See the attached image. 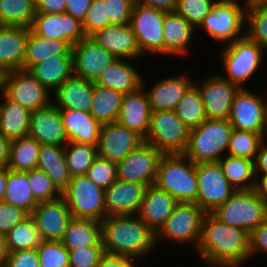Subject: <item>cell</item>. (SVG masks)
<instances>
[{"mask_svg": "<svg viewBox=\"0 0 267 267\" xmlns=\"http://www.w3.org/2000/svg\"><path fill=\"white\" fill-rule=\"evenodd\" d=\"M196 250L202 261L211 267H241L251 258L250 234L223 224L211 213H206Z\"/></svg>", "mask_w": 267, "mask_h": 267, "instance_id": "cell-1", "label": "cell"}, {"mask_svg": "<svg viewBox=\"0 0 267 267\" xmlns=\"http://www.w3.org/2000/svg\"><path fill=\"white\" fill-rule=\"evenodd\" d=\"M105 254L141 259L156 245L155 232L136 215L107 216L101 221Z\"/></svg>", "mask_w": 267, "mask_h": 267, "instance_id": "cell-2", "label": "cell"}, {"mask_svg": "<svg viewBox=\"0 0 267 267\" xmlns=\"http://www.w3.org/2000/svg\"><path fill=\"white\" fill-rule=\"evenodd\" d=\"M155 185L178 202L196 203L198 187L196 164L184 154L163 155Z\"/></svg>", "mask_w": 267, "mask_h": 267, "instance_id": "cell-3", "label": "cell"}, {"mask_svg": "<svg viewBox=\"0 0 267 267\" xmlns=\"http://www.w3.org/2000/svg\"><path fill=\"white\" fill-rule=\"evenodd\" d=\"M232 124L229 120H205L190 129L188 146L183 153L195 164L218 162L227 151Z\"/></svg>", "mask_w": 267, "mask_h": 267, "instance_id": "cell-4", "label": "cell"}, {"mask_svg": "<svg viewBox=\"0 0 267 267\" xmlns=\"http://www.w3.org/2000/svg\"><path fill=\"white\" fill-rule=\"evenodd\" d=\"M221 223L249 234L267 220V204L252 189H238L212 213Z\"/></svg>", "mask_w": 267, "mask_h": 267, "instance_id": "cell-5", "label": "cell"}, {"mask_svg": "<svg viewBox=\"0 0 267 267\" xmlns=\"http://www.w3.org/2000/svg\"><path fill=\"white\" fill-rule=\"evenodd\" d=\"M264 52V49L255 41L243 35L225 46L221 53V61L226 73L219 75L239 89L246 88L244 83L259 69Z\"/></svg>", "mask_w": 267, "mask_h": 267, "instance_id": "cell-6", "label": "cell"}, {"mask_svg": "<svg viewBox=\"0 0 267 267\" xmlns=\"http://www.w3.org/2000/svg\"><path fill=\"white\" fill-rule=\"evenodd\" d=\"M190 129L174 110L152 111L145 142L163 155L183 154L188 146Z\"/></svg>", "mask_w": 267, "mask_h": 267, "instance_id": "cell-7", "label": "cell"}, {"mask_svg": "<svg viewBox=\"0 0 267 267\" xmlns=\"http://www.w3.org/2000/svg\"><path fill=\"white\" fill-rule=\"evenodd\" d=\"M205 214L196 203L178 202L171 215L155 233V243L166 239L179 245L192 243L197 249Z\"/></svg>", "mask_w": 267, "mask_h": 267, "instance_id": "cell-8", "label": "cell"}, {"mask_svg": "<svg viewBox=\"0 0 267 267\" xmlns=\"http://www.w3.org/2000/svg\"><path fill=\"white\" fill-rule=\"evenodd\" d=\"M73 218L93 219L101 222L106 217L104 189L88 176H73L62 191Z\"/></svg>", "mask_w": 267, "mask_h": 267, "instance_id": "cell-9", "label": "cell"}, {"mask_svg": "<svg viewBox=\"0 0 267 267\" xmlns=\"http://www.w3.org/2000/svg\"><path fill=\"white\" fill-rule=\"evenodd\" d=\"M239 3L238 0H217L199 29L204 28L207 35L216 41L228 40L227 43H231L241 38L245 35L241 29L246 22L247 5Z\"/></svg>", "mask_w": 267, "mask_h": 267, "instance_id": "cell-10", "label": "cell"}, {"mask_svg": "<svg viewBox=\"0 0 267 267\" xmlns=\"http://www.w3.org/2000/svg\"><path fill=\"white\" fill-rule=\"evenodd\" d=\"M196 176V204L206 213H212L237 190L229 183L218 162L196 164Z\"/></svg>", "mask_w": 267, "mask_h": 267, "instance_id": "cell-11", "label": "cell"}, {"mask_svg": "<svg viewBox=\"0 0 267 267\" xmlns=\"http://www.w3.org/2000/svg\"><path fill=\"white\" fill-rule=\"evenodd\" d=\"M165 11L135 3L130 25L136 35L140 51L164 54L163 24Z\"/></svg>", "mask_w": 267, "mask_h": 267, "instance_id": "cell-12", "label": "cell"}, {"mask_svg": "<svg viewBox=\"0 0 267 267\" xmlns=\"http://www.w3.org/2000/svg\"><path fill=\"white\" fill-rule=\"evenodd\" d=\"M3 95L31 112L52 102L51 93L25 69L6 73Z\"/></svg>", "mask_w": 267, "mask_h": 267, "instance_id": "cell-13", "label": "cell"}, {"mask_svg": "<svg viewBox=\"0 0 267 267\" xmlns=\"http://www.w3.org/2000/svg\"><path fill=\"white\" fill-rule=\"evenodd\" d=\"M237 130L265 134L267 130V99L247 88L239 89L232 102L229 119Z\"/></svg>", "mask_w": 267, "mask_h": 267, "instance_id": "cell-14", "label": "cell"}, {"mask_svg": "<svg viewBox=\"0 0 267 267\" xmlns=\"http://www.w3.org/2000/svg\"><path fill=\"white\" fill-rule=\"evenodd\" d=\"M162 156L159 150L144 141L124 159L117 162V179L148 186L154 185Z\"/></svg>", "mask_w": 267, "mask_h": 267, "instance_id": "cell-15", "label": "cell"}, {"mask_svg": "<svg viewBox=\"0 0 267 267\" xmlns=\"http://www.w3.org/2000/svg\"><path fill=\"white\" fill-rule=\"evenodd\" d=\"M73 75L95 83L102 72L117 58L90 37L71 47Z\"/></svg>", "mask_w": 267, "mask_h": 267, "instance_id": "cell-16", "label": "cell"}, {"mask_svg": "<svg viewBox=\"0 0 267 267\" xmlns=\"http://www.w3.org/2000/svg\"><path fill=\"white\" fill-rule=\"evenodd\" d=\"M199 89L208 120H228L233 98L239 88L219 74L207 77Z\"/></svg>", "mask_w": 267, "mask_h": 267, "instance_id": "cell-17", "label": "cell"}, {"mask_svg": "<svg viewBox=\"0 0 267 267\" xmlns=\"http://www.w3.org/2000/svg\"><path fill=\"white\" fill-rule=\"evenodd\" d=\"M30 29L38 36L65 41L70 47L86 38L82 22L66 12L36 13Z\"/></svg>", "mask_w": 267, "mask_h": 267, "instance_id": "cell-18", "label": "cell"}, {"mask_svg": "<svg viewBox=\"0 0 267 267\" xmlns=\"http://www.w3.org/2000/svg\"><path fill=\"white\" fill-rule=\"evenodd\" d=\"M143 142L140 135L117 121L105 123L100 130L98 156L117 163Z\"/></svg>", "mask_w": 267, "mask_h": 267, "instance_id": "cell-19", "label": "cell"}, {"mask_svg": "<svg viewBox=\"0 0 267 267\" xmlns=\"http://www.w3.org/2000/svg\"><path fill=\"white\" fill-rule=\"evenodd\" d=\"M31 216L44 241H60L72 218L65 199L61 196L53 201L39 202Z\"/></svg>", "mask_w": 267, "mask_h": 267, "instance_id": "cell-20", "label": "cell"}, {"mask_svg": "<svg viewBox=\"0 0 267 267\" xmlns=\"http://www.w3.org/2000/svg\"><path fill=\"white\" fill-rule=\"evenodd\" d=\"M148 185L117 179L104 190L107 216L138 214Z\"/></svg>", "mask_w": 267, "mask_h": 267, "instance_id": "cell-21", "label": "cell"}, {"mask_svg": "<svg viewBox=\"0 0 267 267\" xmlns=\"http://www.w3.org/2000/svg\"><path fill=\"white\" fill-rule=\"evenodd\" d=\"M28 135L41 145L65 146L69 142L61 111L53 102L31 113Z\"/></svg>", "mask_w": 267, "mask_h": 267, "instance_id": "cell-22", "label": "cell"}, {"mask_svg": "<svg viewBox=\"0 0 267 267\" xmlns=\"http://www.w3.org/2000/svg\"><path fill=\"white\" fill-rule=\"evenodd\" d=\"M90 38L117 59L142 57L136 35L130 24H111L96 31Z\"/></svg>", "mask_w": 267, "mask_h": 267, "instance_id": "cell-23", "label": "cell"}, {"mask_svg": "<svg viewBox=\"0 0 267 267\" xmlns=\"http://www.w3.org/2000/svg\"><path fill=\"white\" fill-rule=\"evenodd\" d=\"M144 79L142 87L133 92L123 95L122 104L117 122L135 131L143 139L146 138L150 128L151 109L147 94L144 88Z\"/></svg>", "mask_w": 267, "mask_h": 267, "instance_id": "cell-24", "label": "cell"}, {"mask_svg": "<svg viewBox=\"0 0 267 267\" xmlns=\"http://www.w3.org/2000/svg\"><path fill=\"white\" fill-rule=\"evenodd\" d=\"M29 27L0 25V68L6 73L23 69Z\"/></svg>", "mask_w": 267, "mask_h": 267, "instance_id": "cell-25", "label": "cell"}, {"mask_svg": "<svg viewBox=\"0 0 267 267\" xmlns=\"http://www.w3.org/2000/svg\"><path fill=\"white\" fill-rule=\"evenodd\" d=\"M164 78L148 91L145 90L151 111L175 110L183 96L194 85V81L186 74Z\"/></svg>", "mask_w": 267, "mask_h": 267, "instance_id": "cell-26", "label": "cell"}, {"mask_svg": "<svg viewBox=\"0 0 267 267\" xmlns=\"http://www.w3.org/2000/svg\"><path fill=\"white\" fill-rule=\"evenodd\" d=\"M178 201L155 184L148 186L138 216L157 232L171 215Z\"/></svg>", "mask_w": 267, "mask_h": 267, "instance_id": "cell-27", "label": "cell"}, {"mask_svg": "<svg viewBox=\"0 0 267 267\" xmlns=\"http://www.w3.org/2000/svg\"><path fill=\"white\" fill-rule=\"evenodd\" d=\"M69 142L98 145L102 124L90 112L59 109Z\"/></svg>", "mask_w": 267, "mask_h": 267, "instance_id": "cell-28", "label": "cell"}, {"mask_svg": "<svg viewBox=\"0 0 267 267\" xmlns=\"http://www.w3.org/2000/svg\"><path fill=\"white\" fill-rule=\"evenodd\" d=\"M94 83L72 75L54 93L52 102L59 109L90 112Z\"/></svg>", "mask_w": 267, "mask_h": 267, "instance_id": "cell-29", "label": "cell"}, {"mask_svg": "<svg viewBox=\"0 0 267 267\" xmlns=\"http://www.w3.org/2000/svg\"><path fill=\"white\" fill-rule=\"evenodd\" d=\"M194 31L195 28L176 11L166 12L163 24L164 55L186 56Z\"/></svg>", "mask_w": 267, "mask_h": 267, "instance_id": "cell-30", "label": "cell"}, {"mask_svg": "<svg viewBox=\"0 0 267 267\" xmlns=\"http://www.w3.org/2000/svg\"><path fill=\"white\" fill-rule=\"evenodd\" d=\"M142 81L143 77L127 59H117L102 72L94 84L126 94L142 87Z\"/></svg>", "mask_w": 267, "mask_h": 267, "instance_id": "cell-31", "label": "cell"}, {"mask_svg": "<svg viewBox=\"0 0 267 267\" xmlns=\"http://www.w3.org/2000/svg\"><path fill=\"white\" fill-rule=\"evenodd\" d=\"M50 92H55L73 75L72 54L51 56L29 70Z\"/></svg>", "mask_w": 267, "mask_h": 267, "instance_id": "cell-32", "label": "cell"}, {"mask_svg": "<svg viewBox=\"0 0 267 267\" xmlns=\"http://www.w3.org/2000/svg\"><path fill=\"white\" fill-rule=\"evenodd\" d=\"M0 133L9 140H15L29 134L31 111L1 94Z\"/></svg>", "mask_w": 267, "mask_h": 267, "instance_id": "cell-33", "label": "cell"}, {"mask_svg": "<svg viewBox=\"0 0 267 267\" xmlns=\"http://www.w3.org/2000/svg\"><path fill=\"white\" fill-rule=\"evenodd\" d=\"M37 169L44 171L61 192L72 178L67 167L64 146L41 145Z\"/></svg>", "mask_w": 267, "mask_h": 267, "instance_id": "cell-34", "label": "cell"}, {"mask_svg": "<svg viewBox=\"0 0 267 267\" xmlns=\"http://www.w3.org/2000/svg\"><path fill=\"white\" fill-rule=\"evenodd\" d=\"M61 243L68 249L103 246L101 222L93 219L71 218Z\"/></svg>", "mask_w": 267, "mask_h": 267, "instance_id": "cell-35", "label": "cell"}, {"mask_svg": "<svg viewBox=\"0 0 267 267\" xmlns=\"http://www.w3.org/2000/svg\"><path fill=\"white\" fill-rule=\"evenodd\" d=\"M59 54H72L71 47L65 41L38 36L29 28L23 69L30 70L35 64Z\"/></svg>", "mask_w": 267, "mask_h": 267, "instance_id": "cell-36", "label": "cell"}, {"mask_svg": "<svg viewBox=\"0 0 267 267\" xmlns=\"http://www.w3.org/2000/svg\"><path fill=\"white\" fill-rule=\"evenodd\" d=\"M3 201L25 210L29 215L38 204L29 183V171H13L7 168V182Z\"/></svg>", "mask_w": 267, "mask_h": 267, "instance_id": "cell-37", "label": "cell"}, {"mask_svg": "<svg viewBox=\"0 0 267 267\" xmlns=\"http://www.w3.org/2000/svg\"><path fill=\"white\" fill-rule=\"evenodd\" d=\"M218 163L223 174L235 189L254 188L257 179L254 160L227 154Z\"/></svg>", "mask_w": 267, "mask_h": 267, "instance_id": "cell-38", "label": "cell"}, {"mask_svg": "<svg viewBox=\"0 0 267 267\" xmlns=\"http://www.w3.org/2000/svg\"><path fill=\"white\" fill-rule=\"evenodd\" d=\"M123 93L94 84L90 113L101 124L116 122L119 116Z\"/></svg>", "mask_w": 267, "mask_h": 267, "instance_id": "cell-39", "label": "cell"}, {"mask_svg": "<svg viewBox=\"0 0 267 267\" xmlns=\"http://www.w3.org/2000/svg\"><path fill=\"white\" fill-rule=\"evenodd\" d=\"M41 144L29 135L12 140L7 168L13 171L37 169Z\"/></svg>", "mask_w": 267, "mask_h": 267, "instance_id": "cell-40", "label": "cell"}, {"mask_svg": "<svg viewBox=\"0 0 267 267\" xmlns=\"http://www.w3.org/2000/svg\"><path fill=\"white\" fill-rule=\"evenodd\" d=\"M8 252L37 248L43 241L34 218L29 215L5 234Z\"/></svg>", "mask_w": 267, "mask_h": 267, "instance_id": "cell-41", "label": "cell"}, {"mask_svg": "<svg viewBox=\"0 0 267 267\" xmlns=\"http://www.w3.org/2000/svg\"><path fill=\"white\" fill-rule=\"evenodd\" d=\"M65 159L70 175H85L89 167L94 163L98 157V149L96 145L68 142L64 146Z\"/></svg>", "mask_w": 267, "mask_h": 267, "instance_id": "cell-42", "label": "cell"}, {"mask_svg": "<svg viewBox=\"0 0 267 267\" xmlns=\"http://www.w3.org/2000/svg\"><path fill=\"white\" fill-rule=\"evenodd\" d=\"M35 16L31 0H0V25L30 28Z\"/></svg>", "mask_w": 267, "mask_h": 267, "instance_id": "cell-43", "label": "cell"}, {"mask_svg": "<svg viewBox=\"0 0 267 267\" xmlns=\"http://www.w3.org/2000/svg\"><path fill=\"white\" fill-rule=\"evenodd\" d=\"M174 111L189 129L207 120L201 93L195 85L183 96Z\"/></svg>", "mask_w": 267, "mask_h": 267, "instance_id": "cell-44", "label": "cell"}, {"mask_svg": "<svg viewBox=\"0 0 267 267\" xmlns=\"http://www.w3.org/2000/svg\"><path fill=\"white\" fill-rule=\"evenodd\" d=\"M265 136V134L233 128L227 154L255 161L260 145L266 139Z\"/></svg>", "mask_w": 267, "mask_h": 267, "instance_id": "cell-45", "label": "cell"}, {"mask_svg": "<svg viewBox=\"0 0 267 267\" xmlns=\"http://www.w3.org/2000/svg\"><path fill=\"white\" fill-rule=\"evenodd\" d=\"M245 35L267 50V3L247 5Z\"/></svg>", "mask_w": 267, "mask_h": 267, "instance_id": "cell-46", "label": "cell"}, {"mask_svg": "<svg viewBox=\"0 0 267 267\" xmlns=\"http://www.w3.org/2000/svg\"><path fill=\"white\" fill-rule=\"evenodd\" d=\"M39 267H69L68 249L60 241H42L36 248Z\"/></svg>", "mask_w": 267, "mask_h": 267, "instance_id": "cell-47", "label": "cell"}, {"mask_svg": "<svg viewBox=\"0 0 267 267\" xmlns=\"http://www.w3.org/2000/svg\"><path fill=\"white\" fill-rule=\"evenodd\" d=\"M29 183L35 200L39 202L53 201L62 196L52 179L39 169L29 171Z\"/></svg>", "mask_w": 267, "mask_h": 267, "instance_id": "cell-48", "label": "cell"}, {"mask_svg": "<svg viewBox=\"0 0 267 267\" xmlns=\"http://www.w3.org/2000/svg\"><path fill=\"white\" fill-rule=\"evenodd\" d=\"M217 0H178L175 11L198 28Z\"/></svg>", "mask_w": 267, "mask_h": 267, "instance_id": "cell-49", "label": "cell"}, {"mask_svg": "<svg viewBox=\"0 0 267 267\" xmlns=\"http://www.w3.org/2000/svg\"><path fill=\"white\" fill-rule=\"evenodd\" d=\"M87 176L105 190L117 180V163L98 156L89 167Z\"/></svg>", "mask_w": 267, "mask_h": 267, "instance_id": "cell-50", "label": "cell"}, {"mask_svg": "<svg viewBox=\"0 0 267 267\" xmlns=\"http://www.w3.org/2000/svg\"><path fill=\"white\" fill-rule=\"evenodd\" d=\"M83 30L86 37H90L96 31L106 28L111 25L107 16L105 0H93L89 11L84 18Z\"/></svg>", "mask_w": 267, "mask_h": 267, "instance_id": "cell-51", "label": "cell"}, {"mask_svg": "<svg viewBox=\"0 0 267 267\" xmlns=\"http://www.w3.org/2000/svg\"><path fill=\"white\" fill-rule=\"evenodd\" d=\"M69 267H98L105 254L103 246H89L68 250Z\"/></svg>", "mask_w": 267, "mask_h": 267, "instance_id": "cell-52", "label": "cell"}, {"mask_svg": "<svg viewBox=\"0 0 267 267\" xmlns=\"http://www.w3.org/2000/svg\"><path fill=\"white\" fill-rule=\"evenodd\" d=\"M111 24H130L135 0H105Z\"/></svg>", "mask_w": 267, "mask_h": 267, "instance_id": "cell-53", "label": "cell"}, {"mask_svg": "<svg viewBox=\"0 0 267 267\" xmlns=\"http://www.w3.org/2000/svg\"><path fill=\"white\" fill-rule=\"evenodd\" d=\"M28 216L22 208L0 201V234L5 235Z\"/></svg>", "mask_w": 267, "mask_h": 267, "instance_id": "cell-54", "label": "cell"}, {"mask_svg": "<svg viewBox=\"0 0 267 267\" xmlns=\"http://www.w3.org/2000/svg\"><path fill=\"white\" fill-rule=\"evenodd\" d=\"M4 267H39L36 248L8 252Z\"/></svg>", "mask_w": 267, "mask_h": 267, "instance_id": "cell-55", "label": "cell"}, {"mask_svg": "<svg viewBox=\"0 0 267 267\" xmlns=\"http://www.w3.org/2000/svg\"><path fill=\"white\" fill-rule=\"evenodd\" d=\"M259 251L267 255V220L250 233V257Z\"/></svg>", "mask_w": 267, "mask_h": 267, "instance_id": "cell-56", "label": "cell"}, {"mask_svg": "<svg viewBox=\"0 0 267 267\" xmlns=\"http://www.w3.org/2000/svg\"><path fill=\"white\" fill-rule=\"evenodd\" d=\"M92 1L93 0H66L65 12L83 22Z\"/></svg>", "mask_w": 267, "mask_h": 267, "instance_id": "cell-57", "label": "cell"}, {"mask_svg": "<svg viewBox=\"0 0 267 267\" xmlns=\"http://www.w3.org/2000/svg\"><path fill=\"white\" fill-rule=\"evenodd\" d=\"M134 261L136 260L129 257L104 254L99 261L98 267H137Z\"/></svg>", "mask_w": 267, "mask_h": 267, "instance_id": "cell-58", "label": "cell"}, {"mask_svg": "<svg viewBox=\"0 0 267 267\" xmlns=\"http://www.w3.org/2000/svg\"><path fill=\"white\" fill-rule=\"evenodd\" d=\"M66 0H42L36 7V13H60L65 12Z\"/></svg>", "mask_w": 267, "mask_h": 267, "instance_id": "cell-59", "label": "cell"}, {"mask_svg": "<svg viewBox=\"0 0 267 267\" xmlns=\"http://www.w3.org/2000/svg\"><path fill=\"white\" fill-rule=\"evenodd\" d=\"M178 0H135V3H139L144 6L157 8L165 12L175 11Z\"/></svg>", "mask_w": 267, "mask_h": 267, "instance_id": "cell-60", "label": "cell"}, {"mask_svg": "<svg viewBox=\"0 0 267 267\" xmlns=\"http://www.w3.org/2000/svg\"><path fill=\"white\" fill-rule=\"evenodd\" d=\"M266 139L261 143L257 157L255 159L256 177L261 174H267V145ZM259 173V174H258Z\"/></svg>", "mask_w": 267, "mask_h": 267, "instance_id": "cell-61", "label": "cell"}, {"mask_svg": "<svg viewBox=\"0 0 267 267\" xmlns=\"http://www.w3.org/2000/svg\"><path fill=\"white\" fill-rule=\"evenodd\" d=\"M11 140L0 133V168L7 167L10 156Z\"/></svg>", "mask_w": 267, "mask_h": 267, "instance_id": "cell-62", "label": "cell"}, {"mask_svg": "<svg viewBox=\"0 0 267 267\" xmlns=\"http://www.w3.org/2000/svg\"><path fill=\"white\" fill-rule=\"evenodd\" d=\"M261 179H256L254 190L259 197L267 204V174H261Z\"/></svg>", "mask_w": 267, "mask_h": 267, "instance_id": "cell-63", "label": "cell"}, {"mask_svg": "<svg viewBox=\"0 0 267 267\" xmlns=\"http://www.w3.org/2000/svg\"><path fill=\"white\" fill-rule=\"evenodd\" d=\"M7 182V167L0 168V201H3Z\"/></svg>", "mask_w": 267, "mask_h": 267, "instance_id": "cell-64", "label": "cell"}, {"mask_svg": "<svg viewBox=\"0 0 267 267\" xmlns=\"http://www.w3.org/2000/svg\"><path fill=\"white\" fill-rule=\"evenodd\" d=\"M8 251L6 248L5 235L0 234V267H4L7 259Z\"/></svg>", "mask_w": 267, "mask_h": 267, "instance_id": "cell-65", "label": "cell"}, {"mask_svg": "<svg viewBox=\"0 0 267 267\" xmlns=\"http://www.w3.org/2000/svg\"><path fill=\"white\" fill-rule=\"evenodd\" d=\"M6 72L0 68V95L3 94L4 91V80H5Z\"/></svg>", "mask_w": 267, "mask_h": 267, "instance_id": "cell-66", "label": "cell"}, {"mask_svg": "<svg viewBox=\"0 0 267 267\" xmlns=\"http://www.w3.org/2000/svg\"><path fill=\"white\" fill-rule=\"evenodd\" d=\"M254 3H267V0H246L244 4L249 5Z\"/></svg>", "mask_w": 267, "mask_h": 267, "instance_id": "cell-67", "label": "cell"}, {"mask_svg": "<svg viewBox=\"0 0 267 267\" xmlns=\"http://www.w3.org/2000/svg\"><path fill=\"white\" fill-rule=\"evenodd\" d=\"M31 2L35 7H37L42 2V0H31Z\"/></svg>", "mask_w": 267, "mask_h": 267, "instance_id": "cell-68", "label": "cell"}]
</instances>
